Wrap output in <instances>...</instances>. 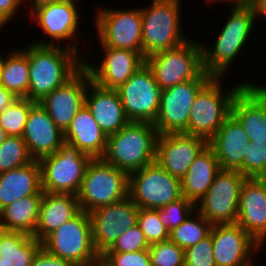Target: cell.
<instances>
[{"label": "cell", "instance_id": "obj_1", "mask_svg": "<svg viewBox=\"0 0 266 266\" xmlns=\"http://www.w3.org/2000/svg\"><path fill=\"white\" fill-rule=\"evenodd\" d=\"M28 45L29 92L28 99L39 102L69 80L82 66L77 44ZM82 59V60H81Z\"/></svg>", "mask_w": 266, "mask_h": 266}, {"label": "cell", "instance_id": "obj_2", "mask_svg": "<svg viewBox=\"0 0 266 266\" xmlns=\"http://www.w3.org/2000/svg\"><path fill=\"white\" fill-rule=\"evenodd\" d=\"M158 136L153 123L129 122L108 135L102 159L129 175L155 162Z\"/></svg>", "mask_w": 266, "mask_h": 266}, {"label": "cell", "instance_id": "obj_3", "mask_svg": "<svg viewBox=\"0 0 266 266\" xmlns=\"http://www.w3.org/2000/svg\"><path fill=\"white\" fill-rule=\"evenodd\" d=\"M219 32L213 47L202 44L204 71L222 78L233 59L242 51L258 17L253 5L234 8Z\"/></svg>", "mask_w": 266, "mask_h": 266}, {"label": "cell", "instance_id": "obj_4", "mask_svg": "<svg viewBox=\"0 0 266 266\" xmlns=\"http://www.w3.org/2000/svg\"><path fill=\"white\" fill-rule=\"evenodd\" d=\"M182 0H151L141 8L142 56L147 57L184 44L189 38L181 30Z\"/></svg>", "mask_w": 266, "mask_h": 266}, {"label": "cell", "instance_id": "obj_5", "mask_svg": "<svg viewBox=\"0 0 266 266\" xmlns=\"http://www.w3.org/2000/svg\"><path fill=\"white\" fill-rule=\"evenodd\" d=\"M220 81L223 78L213 77L197 94L190 111L186 134L202 137L208 142L231 115L232 102L238 92L245 85H254L251 82H241L223 93Z\"/></svg>", "mask_w": 266, "mask_h": 266}, {"label": "cell", "instance_id": "obj_6", "mask_svg": "<svg viewBox=\"0 0 266 266\" xmlns=\"http://www.w3.org/2000/svg\"><path fill=\"white\" fill-rule=\"evenodd\" d=\"M129 175L102 158L92 159L77 193L81 210L86 213L116 203L128 196Z\"/></svg>", "mask_w": 266, "mask_h": 266}, {"label": "cell", "instance_id": "obj_7", "mask_svg": "<svg viewBox=\"0 0 266 266\" xmlns=\"http://www.w3.org/2000/svg\"><path fill=\"white\" fill-rule=\"evenodd\" d=\"M42 247L74 266H89L101 258L93 245L89 213L83 210L50 233L42 241Z\"/></svg>", "mask_w": 266, "mask_h": 266}, {"label": "cell", "instance_id": "obj_8", "mask_svg": "<svg viewBox=\"0 0 266 266\" xmlns=\"http://www.w3.org/2000/svg\"><path fill=\"white\" fill-rule=\"evenodd\" d=\"M92 158L64 143L53 154L38 160L44 192L77 195Z\"/></svg>", "mask_w": 266, "mask_h": 266}, {"label": "cell", "instance_id": "obj_9", "mask_svg": "<svg viewBox=\"0 0 266 266\" xmlns=\"http://www.w3.org/2000/svg\"><path fill=\"white\" fill-rule=\"evenodd\" d=\"M145 63L161 90L196 79L204 71L202 43L189 39L176 48L147 57Z\"/></svg>", "mask_w": 266, "mask_h": 266}, {"label": "cell", "instance_id": "obj_10", "mask_svg": "<svg viewBox=\"0 0 266 266\" xmlns=\"http://www.w3.org/2000/svg\"><path fill=\"white\" fill-rule=\"evenodd\" d=\"M128 196L139 209H160L183 197L181 181L154 162L129 174Z\"/></svg>", "mask_w": 266, "mask_h": 266}, {"label": "cell", "instance_id": "obj_11", "mask_svg": "<svg viewBox=\"0 0 266 266\" xmlns=\"http://www.w3.org/2000/svg\"><path fill=\"white\" fill-rule=\"evenodd\" d=\"M212 78L203 71L196 79L161 90L160 107L153 123L159 135L186 133L192 104Z\"/></svg>", "mask_w": 266, "mask_h": 266}, {"label": "cell", "instance_id": "obj_12", "mask_svg": "<svg viewBox=\"0 0 266 266\" xmlns=\"http://www.w3.org/2000/svg\"><path fill=\"white\" fill-rule=\"evenodd\" d=\"M245 180L246 177L236 170L221 169L206 195L196 204V210L212 225L236 223Z\"/></svg>", "mask_w": 266, "mask_h": 266}, {"label": "cell", "instance_id": "obj_13", "mask_svg": "<svg viewBox=\"0 0 266 266\" xmlns=\"http://www.w3.org/2000/svg\"><path fill=\"white\" fill-rule=\"evenodd\" d=\"M116 91L130 122H155L160 107L161 89L146 63Z\"/></svg>", "mask_w": 266, "mask_h": 266}, {"label": "cell", "instance_id": "obj_14", "mask_svg": "<svg viewBox=\"0 0 266 266\" xmlns=\"http://www.w3.org/2000/svg\"><path fill=\"white\" fill-rule=\"evenodd\" d=\"M95 19L101 46L129 49L142 55L141 9H98Z\"/></svg>", "mask_w": 266, "mask_h": 266}, {"label": "cell", "instance_id": "obj_15", "mask_svg": "<svg viewBox=\"0 0 266 266\" xmlns=\"http://www.w3.org/2000/svg\"><path fill=\"white\" fill-rule=\"evenodd\" d=\"M138 213L139 208L129 196L89 213L93 245L100 256L119 235L137 224Z\"/></svg>", "mask_w": 266, "mask_h": 266}, {"label": "cell", "instance_id": "obj_16", "mask_svg": "<svg viewBox=\"0 0 266 266\" xmlns=\"http://www.w3.org/2000/svg\"><path fill=\"white\" fill-rule=\"evenodd\" d=\"M90 81L89 72L82 66L69 80L38 102L63 133L77 112L85 106Z\"/></svg>", "mask_w": 266, "mask_h": 266}, {"label": "cell", "instance_id": "obj_17", "mask_svg": "<svg viewBox=\"0 0 266 266\" xmlns=\"http://www.w3.org/2000/svg\"><path fill=\"white\" fill-rule=\"evenodd\" d=\"M210 233L216 266H255L254 253L262 248L240 225L214 224Z\"/></svg>", "mask_w": 266, "mask_h": 266}, {"label": "cell", "instance_id": "obj_18", "mask_svg": "<svg viewBox=\"0 0 266 266\" xmlns=\"http://www.w3.org/2000/svg\"><path fill=\"white\" fill-rule=\"evenodd\" d=\"M75 0H66L61 2H48L43 4H32L31 18L37 21L41 30L51 37L52 42L36 40L34 44L38 45H61L62 41H75L77 36V27L80 22V14L77 10ZM56 41V43H54ZM58 41V43H57ZM61 43H60V42Z\"/></svg>", "mask_w": 266, "mask_h": 266}, {"label": "cell", "instance_id": "obj_19", "mask_svg": "<svg viewBox=\"0 0 266 266\" xmlns=\"http://www.w3.org/2000/svg\"><path fill=\"white\" fill-rule=\"evenodd\" d=\"M207 145L208 142L202 137L186 133L159 135L155 162L171 176L181 180Z\"/></svg>", "mask_w": 266, "mask_h": 266}, {"label": "cell", "instance_id": "obj_20", "mask_svg": "<svg viewBox=\"0 0 266 266\" xmlns=\"http://www.w3.org/2000/svg\"><path fill=\"white\" fill-rule=\"evenodd\" d=\"M102 48L105 55L97 67L85 60L83 66L89 72L91 80L103 88L117 89L145 64V58L139 52L104 46Z\"/></svg>", "mask_w": 266, "mask_h": 266}, {"label": "cell", "instance_id": "obj_21", "mask_svg": "<svg viewBox=\"0 0 266 266\" xmlns=\"http://www.w3.org/2000/svg\"><path fill=\"white\" fill-rule=\"evenodd\" d=\"M236 224L240 225L257 244L264 246L266 242V178H246L242 184Z\"/></svg>", "mask_w": 266, "mask_h": 266}, {"label": "cell", "instance_id": "obj_22", "mask_svg": "<svg viewBox=\"0 0 266 266\" xmlns=\"http://www.w3.org/2000/svg\"><path fill=\"white\" fill-rule=\"evenodd\" d=\"M231 114L253 144H266V84L245 85L235 96Z\"/></svg>", "mask_w": 266, "mask_h": 266}, {"label": "cell", "instance_id": "obj_23", "mask_svg": "<svg viewBox=\"0 0 266 266\" xmlns=\"http://www.w3.org/2000/svg\"><path fill=\"white\" fill-rule=\"evenodd\" d=\"M22 138L34 160L53 154L65 143L64 133L38 102L29 112Z\"/></svg>", "mask_w": 266, "mask_h": 266}, {"label": "cell", "instance_id": "obj_24", "mask_svg": "<svg viewBox=\"0 0 266 266\" xmlns=\"http://www.w3.org/2000/svg\"><path fill=\"white\" fill-rule=\"evenodd\" d=\"M249 145V137L243 126L231 114L208 141L223 170H236L243 175V158Z\"/></svg>", "mask_w": 266, "mask_h": 266}, {"label": "cell", "instance_id": "obj_25", "mask_svg": "<svg viewBox=\"0 0 266 266\" xmlns=\"http://www.w3.org/2000/svg\"><path fill=\"white\" fill-rule=\"evenodd\" d=\"M85 106L107 135L117 133L130 122L116 89L103 88L92 80L88 84Z\"/></svg>", "mask_w": 266, "mask_h": 266}, {"label": "cell", "instance_id": "obj_26", "mask_svg": "<svg viewBox=\"0 0 266 266\" xmlns=\"http://www.w3.org/2000/svg\"><path fill=\"white\" fill-rule=\"evenodd\" d=\"M108 135L103 132L86 106L81 108L64 132V142L92 159L102 158Z\"/></svg>", "mask_w": 266, "mask_h": 266}, {"label": "cell", "instance_id": "obj_27", "mask_svg": "<svg viewBox=\"0 0 266 266\" xmlns=\"http://www.w3.org/2000/svg\"><path fill=\"white\" fill-rule=\"evenodd\" d=\"M80 211L76 195L44 192L36 229L32 236L42 242L50 233L75 217Z\"/></svg>", "mask_w": 266, "mask_h": 266}, {"label": "cell", "instance_id": "obj_28", "mask_svg": "<svg viewBox=\"0 0 266 266\" xmlns=\"http://www.w3.org/2000/svg\"><path fill=\"white\" fill-rule=\"evenodd\" d=\"M43 193L38 160L0 174V211L25 196Z\"/></svg>", "mask_w": 266, "mask_h": 266}, {"label": "cell", "instance_id": "obj_29", "mask_svg": "<svg viewBox=\"0 0 266 266\" xmlns=\"http://www.w3.org/2000/svg\"><path fill=\"white\" fill-rule=\"evenodd\" d=\"M221 170L214 151L207 145L181 178L182 196L197 204Z\"/></svg>", "mask_w": 266, "mask_h": 266}, {"label": "cell", "instance_id": "obj_30", "mask_svg": "<svg viewBox=\"0 0 266 266\" xmlns=\"http://www.w3.org/2000/svg\"><path fill=\"white\" fill-rule=\"evenodd\" d=\"M43 194L28 195L0 211V229L33 235L38 221Z\"/></svg>", "mask_w": 266, "mask_h": 266}, {"label": "cell", "instance_id": "obj_31", "mask_svg": "<svg viewBox=\"0 0 266 266\" xmlns=\"http://www.w3.org/2000/svg\"><path fill=\"white\" fill-rule=\"evenodd\" d=\"M42 242L20 231L0 229V257L2 266H31Z\"/></svg>", "mask_w": 266, "mask_h": 266}, {"label": "cell", "instance_id": "obj_32", "mask_svg": "<svg viewBox=\"0 0 266 266\" xmlns=\"http://www.w3.org/2000/svg\"><path fill=\"white\" fill-rule=\"evenodd\" d=\"M26 47L8 53L1 68L0 84L17 98H28V45Z\"/></svg>", "mask_w": 266, "mask_h": 266}, {"label": "cell", "instance_id": "obj_33", "mask_svg": "<svg viewBox=\"0 0 266 266\" xmlns=\"http://www.w3.org/2000/svg\"><path fill=\"white\" fill-rule=\"evenodd\" d=\"M211 228L212 224L196 210L182 224L169 231V240L185 250L207 237Z\"/></svg>", "mask_w": 266, "mask_h": 266}, {"label": "cell", "instance_id": "obj_34", "mask_svg": "<svg viewBox=\"0 0 266 266\" xmlns=\"http://www.w3.org/2000/svg\"><path fill=\"white\" fill-rule=\"evenodd\" d=\"M36 103L28 98H17L0 112V127L8 136L22 137L29 112Z\"/></svg>", "mask_w": 266, "mask_h": 266}, {"label": "cell", "instance_id": "obj_35", "mask_svg": "<svg viewBox=\"0 0 266 266\" xmlns=\"http://www.w3.org/2000/svg\"><path fill=\"white\" fill-rule=\"evenodd\" d=\"M33 160L22 137L7 136L0 145V174L30 164Z\"/></svg>", "mask_w": 266, "mask_h": 266}, {"label": "cell", "instance_id": "obj_36", "mask_svg": "<svg viewBox=\"0 0 266 266\" xmlns=\"http://www.w3.org/2000/svg\"><path fill=\"white\" fill-rule=\"evenodd\" d=\"M150 266H185L184 250L170 240L149 246Z\"/></svg>", "mask_w": 266, "mask_h": 266}, {"label": "cell", "instance_id": "obj_37", "mask_svg": "<svg viewBox=\"0 0 266 266\" xmlns=\"http://www.w3.org/2000/svg\"><path fill=\"white\" fill-rule=\"evenodd\" d=\"M137 225L149 245L169 240V230L161 223L158 209H139Z\"/></svg>", "mask_w": 266, "mask_h": 266}, {"label": "cell", "instance_id": "obj_38", "mask_svg": "<svg viewBox=\"0 0 266 266\" xmlns=\"http://www.w3.org/2000/svg\"><path fill=\"white\" fill-rule=\"evenodd\" d=\"M195 211L196 204L182 197L158 209V216L166 229L171 231L174 227L182 224Z\"/></svg>", "mask_w": 266, "mask_h": 266}, {"label": "cell", "instance_id": "obj_39", "mask_svg": "<svg viewBox=\"0 0 266 266\" xmlns=\"http://www.w3.org/2000/svg\"><path fill=\"white\" fill-rule=\"evenodd\" d=\"M243 175L246 178H266V144L249 142L243 158Z\"/></svg>", "mask_w": 266, "mask_h": 266}, {"label": "cell", "instance_id": "obj_40", "mask_svg": "<svg viewBox=\"0 0 266 266\" xmlns=\"http://www.w3.org/2000/svg\"><path fill=\"white\" fill-rule=\"evenodd\" d=\"M141 228L136 224L134 227L126 230L112 243L105 252H135L149 249Z\"/></svg>", "mask_w": 266, "mask_h": 266}, {"label": "cell", "instance_id": "obj_41", "mask_svg": "<svg viewBox=\"0 0 266 266\" xmlns=\"http://www.w3.org/2000/svg\"><path fill=\"white\" fill-rule=\"evenodd\" d=\"M185 266H216L211 233L184 250Z\"/></svg>", "mask_w": 266, "mask_h": 266}, {"label": "cell", "instance_id": "obj_42", "mask_svg": "<svg viewBox=\"0 0 266 266\" xmlns=\"http://www.w3.org/2000/svg\"><path fill=\"white\" fill-rule=\"evenodd\" d=\"M101 259L109 266H150L148 249L135 252H104Z\"/></svg>", "mask_w": 266, "mask_h": 266}, {"label": "cell", "instance_id": "obj_43", "mask_svg": "<svg viewBox=\"0 0 266 266\" xmlns=\"http://www.w3.org/2000/svg\"><path fill=\"white\" fill-rule=\"evenodd\" d=\"M31 266H74L70 261L54 256L41 247L34 255Z\"/></svg>", "mask_w": 266, "mask_h": 266}, {"label": "cell", "instance_id": "obj_44", "mask_svg": "<svg viewBox=\"0 0 266 266\" xmlns=\"http://www.w3.org/2000/svg\"><path fill=\"white\" fill-rule=\"evenodd\" d=\"M26 0H0V14L7 20H11L18 9Z\"/></svg>", "mask_w": 266, "mask_h": 266}, {"label": "cell", "instance_id": "obj_45", "mask_svg": "<svg viewBox=\"0 0 266 266\" xmlns=\"http://www.w3.org/2000/svg\"><path fill=\"white\" fill-rule=\"evenodd\" d=\"M17 97L6 90L1 84H0V112L3 111L7 106H10Z\"/></svg>", "mask_w": 266, "mask_h": 266}, {"label": "cell", "instance_id": "obj_46", "mask_svg": "<svg viewBox=\"0 0 266 266\" xmlns=\"http://www.w3.org/2000/svg\"><path fill=\"white\" fill-rule=\"evenodd\" d=\"M208 1V3L210 2L211 4L214 2H219V1H222L223 3L224 2H230V4L233 5L234 3V8H244V7H247V6H250L252 5V0H206V2ZM232 2V3H231Z\"/></svg>", "mask_w": 266, "mask_h": 266}, {"label": "cell", "instance_id": "obj_47", "mask_svg": "<svg viewBox=\"0 0 266 266\" xmlns=\"http://www.w3.org/2000/svg\"><path fill=\"white\" fill-rule=\"evenodd\" d=\"M252 5L254 6L258 17L266 16V0H252Z\"/></svg>", "mask_w": 266, "mask_h": 266}, {"label": "cell", "instance_id": "obj_48", "mask_svg": "<svg viewBox=\"0 0 266 266\" xmlns=\"http://www.w3.org/2000/svg\"><path fill=\"white\" fill-rule=\"evenodd\" d=\"M66 0H32L33 4H43L48 2H61Z\"/></svg>", "mask_w": 266, "mask_h": 266}, {"label": "cell", "instance_id": "obj_49", "mask_svg": "<svg viewBox=\"0 0 266 266\" xmlns=\"http://www.w3.org/2000/svg\"><path fill=\"white\" fill-rule=\"evenodd\" d=\"M7 136L6 132L0 127V145L5 141Z\"/></svg>", "mask_w": 266, "mask_h": 266}, {"label": "cell", "instance_id": "obj_50", "mask_svg": "<svg viewBox=\"0 0 266 266\" xmlns=\"http://www.w3.org/2000/svg\"><path fill=\"white\" fill-rule=\"evenodd\" d=\"M89 266H109V265H108L107 263H105V262L100 258L98 261H96V262L90 264Z\"/></svg>", "mask_w": 266, "mask_h": 266}, {"label": "cell", "instance_id": "obj_51", "mask_svg": "<svg viewBox=\"0 0 266 266\" xmlns=\"http://www.w3.org/2000/svg\"><path fill=\"white\" fill-rule=\"evenodd\" d=\"M7 20L0 14V32H1V28H4V25H7Z\"/></svg>", "mask_w": 266, "mask_h": 266}, {"label": "cell", "instance_id": "obj_52", "mask_svg": "<svg viewBox=\"0 0 266 266\" xmlns=\"http://www.w3.org/2000/svg\"><path fill=\"white\" fill-rule=\"evenodd\" d=\"M4 62V58L0 55V74H1V68Z\"/></svg>", "mask_w": 266, "mask_h": 266}, {"label": "cell", "instance_id": "obj_53", "mask_svg": "<svg viewBox=\"0 0 266 266\" xmlns=\"http://www.w3.org/2000/svg\"><path fill=\"white\" fill-rule=\"evenodd\" d=\"M0 266H2V258L0 257Z\"/></svg>", "mask_w": 266, "mask_h": 266}]
</instances>
